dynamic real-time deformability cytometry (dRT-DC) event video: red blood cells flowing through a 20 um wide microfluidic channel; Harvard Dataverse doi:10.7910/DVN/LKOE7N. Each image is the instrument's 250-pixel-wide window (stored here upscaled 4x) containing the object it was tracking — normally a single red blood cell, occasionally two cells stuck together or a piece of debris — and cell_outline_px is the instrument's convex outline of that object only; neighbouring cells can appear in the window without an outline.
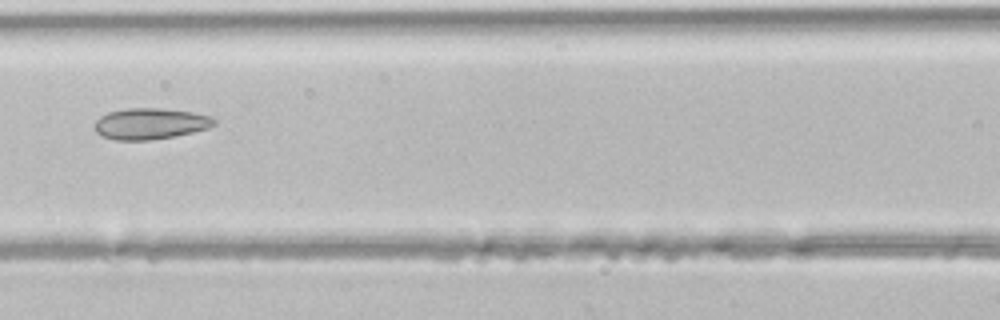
{"species": "common noctule bat (a hibernating species)", "species_latin": "Nyctalus noctula", "temperature_condition": "room temperature", "stored_images_in_passage": 6, "camera_frame_rate_fps": 3000, "um_per_image_px": 0.085, "animal": {"sex": "male", "body_mass_g": 21.5, "forearm_length_mm": 52.0}, "frame": {"image": 1, "passage_image": 5, "time_ms": 1.333, "image_size_px": [1000, 320], "cell_outline_px": [[216, 124], [208, 128], [176, 136], [148, 140], [116, 140], [104, 136], [96, 132], [96, 120], [100, 116], [108, 112], [128, 108], [160, 108], [192, 112], [212, 116], [216, 120]], "centroid_in_image_um": [12.8, 10.51], "position_along_channel_um": 153.8, "area_um2": 21.62}}
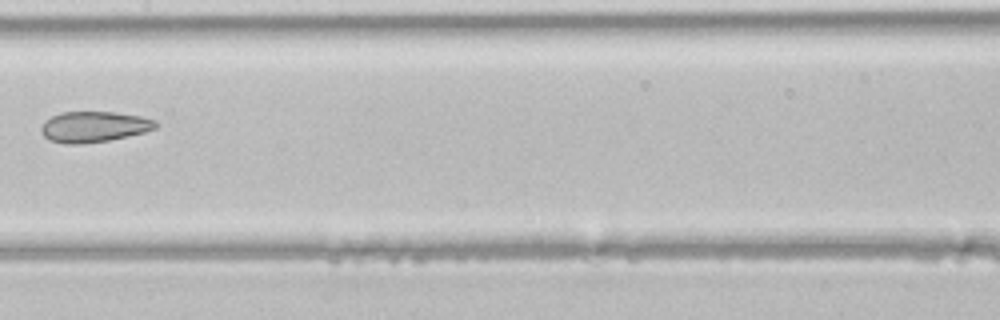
{"frame": {"image": 2, "passage_image": 6, "time_ms": 1.667, "image_size_px": [1000, 320], "cell_outline_px": [[160, 124], [156, 128], [144, 132], [128, 136], [108, 140], [84, 144], [64, 144], [48, 140], [40, 132], [40, 128], [44, 120], [60, 112], [112, 112], [140, 116], [156, 120]], "centroid_in_image_um": [7.96, 10.78], "position_along_channel_um": 199.4, "area_um2": 20.75}}